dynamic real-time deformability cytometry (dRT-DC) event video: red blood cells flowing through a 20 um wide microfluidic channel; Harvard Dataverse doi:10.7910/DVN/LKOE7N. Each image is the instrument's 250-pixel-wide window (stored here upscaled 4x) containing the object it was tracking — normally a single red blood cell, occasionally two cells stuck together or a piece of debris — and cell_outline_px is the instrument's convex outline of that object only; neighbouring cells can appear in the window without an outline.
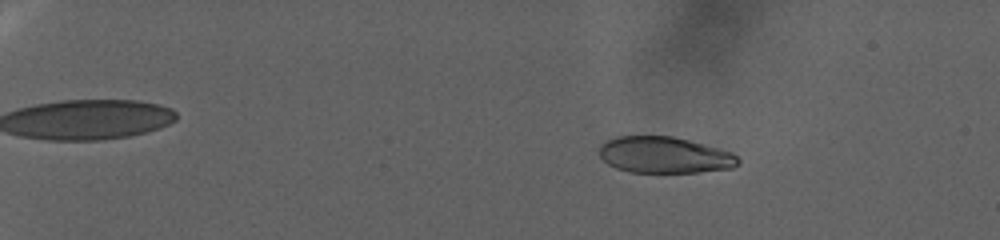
{"species": "human", "species_latin": "Homo sapiens", "temperature_condition": "warm", "stored_images_in_passage": 88, "camera_frame_rate_fps": 3000, "um_per_image_px": 0.085, "donor": {"sex": "female"}, "frame": {"image": 1, "passage_image": 6, "time_ms": 1.667, "image_size_px": [1000, 240], "cell_outline_px": [[716, 168], [688, 172], [640, 172], [608, 144], [616, 140], [628, 136], [664, 136], [680, 140], [692, 144], [700, 148], [704, 152]], "centroid_in_image_um": [56.24, 13.13], "position_along_channel_um": 28.8, "area_um2": 20.11}}
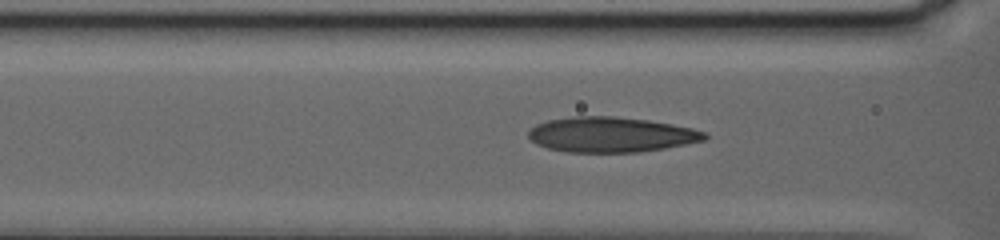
{"frame": {"image": 2, "passage_image": 38, "time_ms": 12.333, "image_size_px": [1000, 240], "cell_outline_px": [[704, 136], [692, 140], [652, 148], [608, 152], [596, 152], [560, 148], [544, 144], [536, 140], [532, 136], [532, 132], [536, 128], [544, 124], [560, 120], [632, 120], [660, 124], [700, 132]], "centroid_in_image_um": [51.88, 11.48], "position_along_channel_um": 114.7, "area_um2": 29.42}}
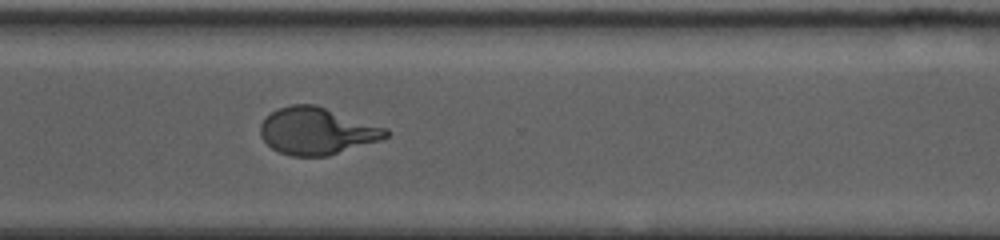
{"frame": {"image": 3, "passage_image": 70, "time_ms": 23.0, "image_size_px": [1000, 240], "cell_outline_px": [[388, 132], [384, 136], [372, 140], [332, 152], [316, 156], [304, 156], [284, 152], [276, 148], [264, 136], [264, 120], [268, 116], [284, 108], [320, 108]], "centroid_in_image_um": [26.83, 11.18], "position_along_channel_um": 343.8, "area_um2": 29.19}}